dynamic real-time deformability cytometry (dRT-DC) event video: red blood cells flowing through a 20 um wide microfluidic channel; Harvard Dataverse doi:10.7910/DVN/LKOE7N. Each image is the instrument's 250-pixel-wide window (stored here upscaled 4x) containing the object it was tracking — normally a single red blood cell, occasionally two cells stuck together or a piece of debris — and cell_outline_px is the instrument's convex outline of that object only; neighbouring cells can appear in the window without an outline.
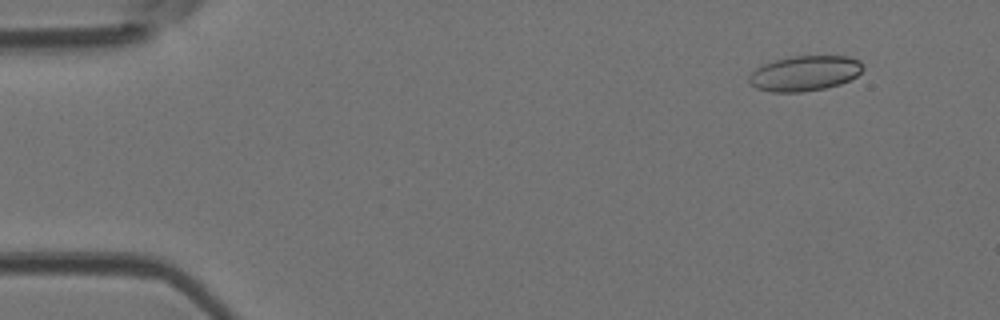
{"species": "Egyptian fruit bat (a non-hibernating species)", "species_latin": "Rousettus aegyptiacus", "temperature_condition": "room temperature", "stored_images_in_passage": 5, "camera_frame_rate_fps": 3000, "um_per_image_px": 0.085, "animal": {"sex": "female"}, "frame": {"image": 1, "passage_image": 2, "time_ms": 0.333, "image_size_px": [1000, 320], "cell_outline_px": [[864, 68], [856, 76], [840, 84], [824, 88], [800, 92], [772, 92], [756, 88], [748, 80], [748, 76], [756, 68], [764, 64], [776, 60], [792, 56], [848, 56], [860, 60]], "centroid_in_image_um": [68.41, 6.23], "position_along_channel_um": 16.6, "area_um2": 23.24}}